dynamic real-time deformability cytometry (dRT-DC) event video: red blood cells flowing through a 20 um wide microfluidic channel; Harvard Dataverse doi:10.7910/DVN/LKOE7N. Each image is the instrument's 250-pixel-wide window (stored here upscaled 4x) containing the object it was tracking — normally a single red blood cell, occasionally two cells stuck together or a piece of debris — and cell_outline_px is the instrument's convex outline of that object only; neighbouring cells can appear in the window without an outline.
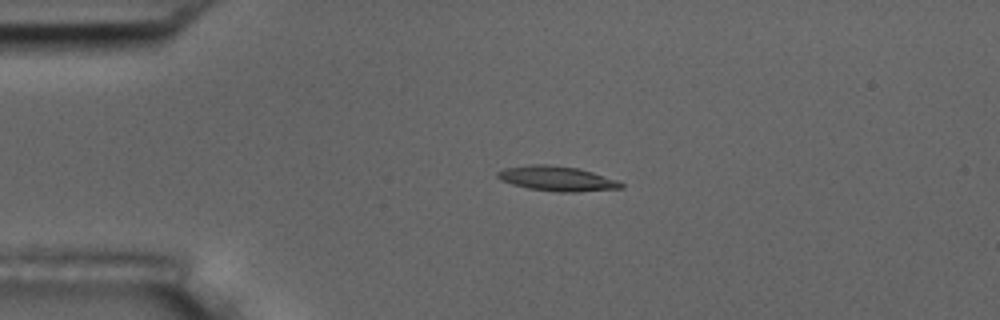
{"species": "common noctule bat (a hibernating species)", "species_latin": "Nyctalus noctula", "temperature_condition": "room temperature", "stored_images_in_passage": 4, "camera_frame_rate_fps": 3000, "um_per_image_px": 0.085, "animal": {"sex": "male", "body_mass_g": 17.5, "forearm_length_mm": 52.3}, "frame": {"image": 1, "passage_image": 3, "time_ms": 2.333, "image_size_px": [1000, 320], "cell_outline_px": [[624, 188], [576, 192], [560, 192], [528, 188], [512, 184], [500, 180], [496, 176], [496, 172], [504, 168], [532, 164], [548, 164], [580, 168], [616, 180], [624, 184]], "centroid_in_image_um": [47.32, 15.17], "position_along_channel_um": 37.7, "area_um2": 17.92}}